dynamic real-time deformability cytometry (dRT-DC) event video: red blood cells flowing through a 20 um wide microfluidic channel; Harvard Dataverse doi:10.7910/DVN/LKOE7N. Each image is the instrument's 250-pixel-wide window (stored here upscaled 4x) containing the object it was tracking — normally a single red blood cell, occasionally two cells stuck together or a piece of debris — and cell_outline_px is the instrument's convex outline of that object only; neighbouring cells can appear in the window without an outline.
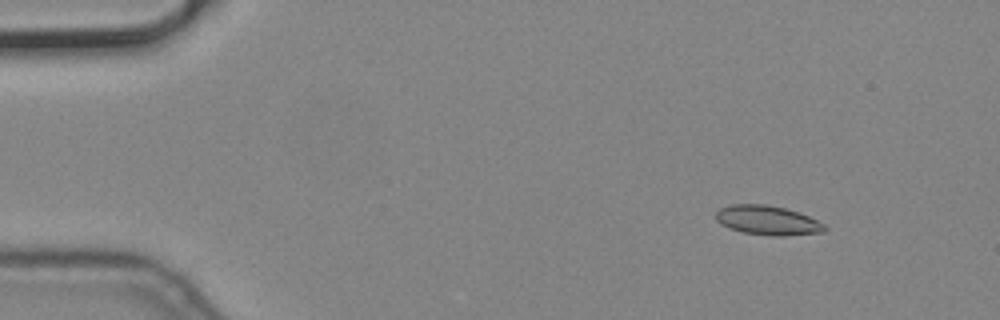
{"species": "common noctule bat (a hibernating species)", "species_latin": "Nyctalus noctula", "temperature_condition": "cold", "stored_images_in_passage": 7, "camera_frame_rate_fps": 3000, "um_per_image_px": 0.085, "animal": {"sex": "male", "body_mass_g": 19.2, "forearm_length_mm": 51.8}, "frame": {"image": 1, "passage_image": 2, "time_ms": 0.333, "image_size_px": [1000, 320], "cell_outline_px": [[828, 228], [824, 232], [784, 236], [772, 236], [744, 232], [728, 228], [720, 224], [716, 220], [716, 212], [720, 208], [732, 204], [764, 204], [784, 208], [808, 216], [824, 224]], "centroid_in_image_um": [65.23, 18.73], "position_along_channel_um": 19.8, "area_um2": 18.55}}
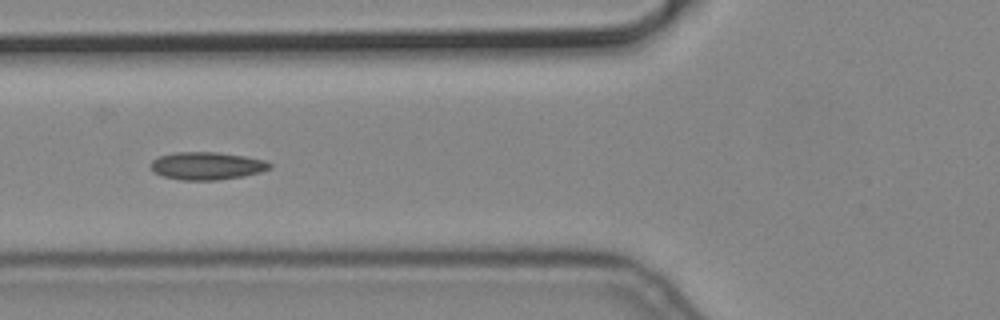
{"frame": {"image": 2, "passage_image": 6, "time_ms": 1.667, "image_size_px": [1000, 320], "cell_outline_px": [[272, 168], [260, 172], [244, 176], [216, 180], [180, 180], [164, 176], [156, 172], [148, 164], [152, 160], [160, 156], [176, 152], [216, 152], [244, 156], [264, 160], [272, 164]], "centroid_in_image_um": [17.6, 14.09], "position_along_channel_um": 108.2, "area_um2": 19.13}}
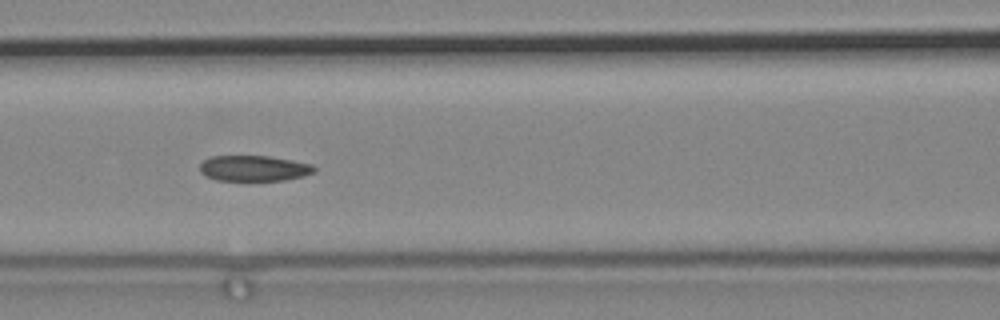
{"frame": {"image": 3, "passage_image": 7, "time_ms": 2.0, "image_size_px": [1000, 320], "cell_outline_px": [[316, 172], [304, 176], [284, 180], [216, 180], [204, 176], [200, 172], [200, 164], [208, 156], [268, 156], [292, 160], [312, 164], [316, 168]], "centroid_in_image_um": [21.58, 14.3], "position_along_channel_um": 145.0, "area_um2": 17.22}}